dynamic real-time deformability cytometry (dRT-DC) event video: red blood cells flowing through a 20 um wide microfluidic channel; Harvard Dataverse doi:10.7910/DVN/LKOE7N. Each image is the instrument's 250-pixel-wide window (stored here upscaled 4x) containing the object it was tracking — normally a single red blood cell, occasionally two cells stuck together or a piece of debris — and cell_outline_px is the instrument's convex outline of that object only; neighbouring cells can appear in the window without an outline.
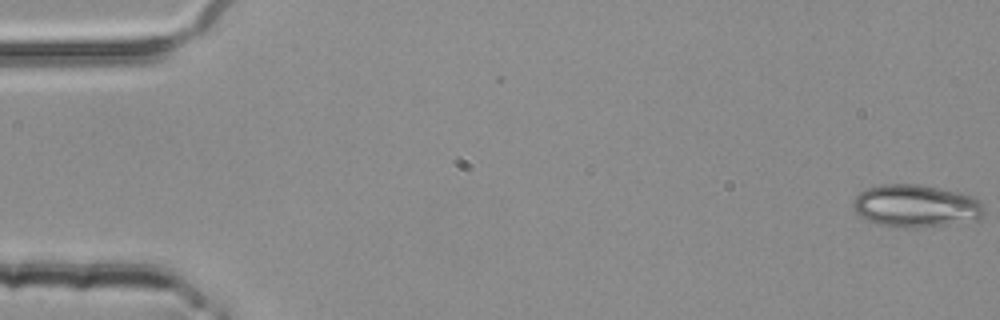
{"species": "common noctule bat (a hibernating species)", "species_latin": "Nyctalus noctula", "temperature_condition": "room temperature", "stored_images_in_passage": 2, "camera_frame_rate_fps": 3000, "um_per_image_px": 0.085, "animal": {"sex": "female", "body_mass_g": 25.1}, "frame": {"image": 1, "passage_image": 2, "time_ms": 0.333, "image_size_px": [1000, 320], "cell_outline_px": [[984, 216], [980, 220], [912, 228], [904, 228], [876, 224], [860, 216], [852, 208], [852, 204], [856, 196], [860, 192], [868, 188], [880, 184], [916, 184], [960, 192], [976, 196], [984, 204]], "centroid_in_image_um": [77.89, 17.5], "position_along_channel_um": 7.1, "area_um2": 32.83}}